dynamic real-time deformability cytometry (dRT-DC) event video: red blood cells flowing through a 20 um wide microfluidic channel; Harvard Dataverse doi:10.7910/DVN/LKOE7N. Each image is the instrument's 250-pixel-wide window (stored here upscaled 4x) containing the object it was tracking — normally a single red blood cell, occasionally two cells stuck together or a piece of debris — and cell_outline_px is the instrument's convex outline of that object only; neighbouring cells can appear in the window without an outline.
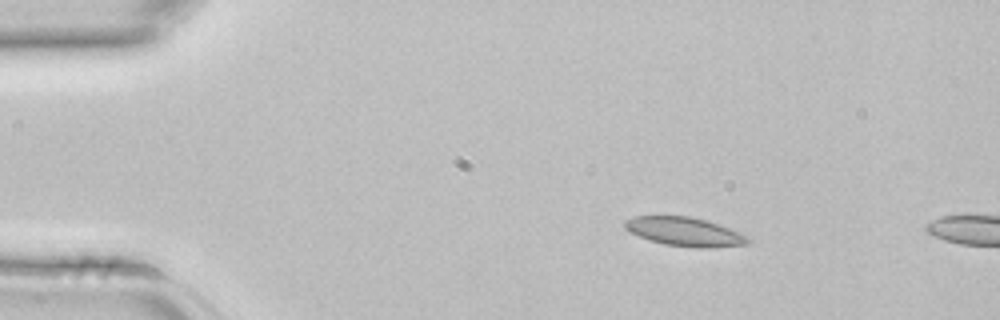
{"species": "common noctule bat (a hibernating species)", "species_latin": "Nyctalus noctula", "temperature_condition": "room temperature", "stored_images_in_passage": 3, "camera_frame_rate_fps": 3000, "um_per_image_px": 0.085, "animal": {"sex": "female", "body_mass_g": 22.7, "forearm_length_mm": 54.2}, "frame": {"image": 1, "passage_image": 2, "time_ms": 0.333, "image_size_px": [1000, 320], "cell_outline_px": [[752, 240], [748, 244], [712, 248], [696, 248], [664, 244], [640, 236], [624, 228], [624, 220], [632, 216], [688, 216], [708, 220], [740, 232]], "centroid_in_image_um": [58.23, 19.69], "position_along_channel_um": 26.8, "area_um2": 20.75}}